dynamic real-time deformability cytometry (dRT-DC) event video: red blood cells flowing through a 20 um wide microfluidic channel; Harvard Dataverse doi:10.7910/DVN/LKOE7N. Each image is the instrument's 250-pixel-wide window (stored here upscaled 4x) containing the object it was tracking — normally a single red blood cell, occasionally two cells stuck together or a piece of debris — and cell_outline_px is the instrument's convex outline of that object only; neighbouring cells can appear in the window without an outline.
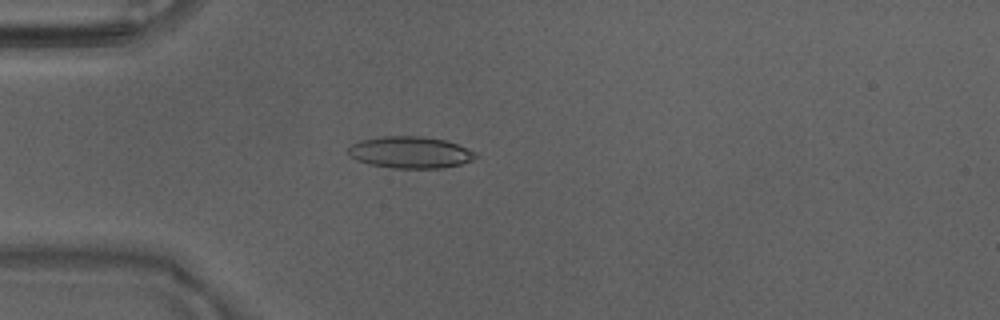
{"species": "Egyptian fruit bat (a non-hibernating species)", "species_latin": "Rousettus aegyptiacus", "temperature_condition": "warm", "stored_images_in_passage": 48, "camera_frame_rate_fps": 3000, "um_per_image_px": 0.085, "animal": {"sex": "male"}, "frame": {"image": 1, "passage_image": 13, "time_ms": 4.0, "image_size_px": [1000, 320], "cell_outline_px": [[480, 156], [472, 160], [460, 164], [440, 168], [392, 168], [368, 164], [356, 160], [348, 152], [348, 148], [352, 144], [360, 140], [384, 136], [420, 136], [444, 140], [456, 144], [476, 152]], "centroid_in_image_um": [34.87, 12.95], "position_along_channel_um": 50.1, "area_um2": 23.47}}
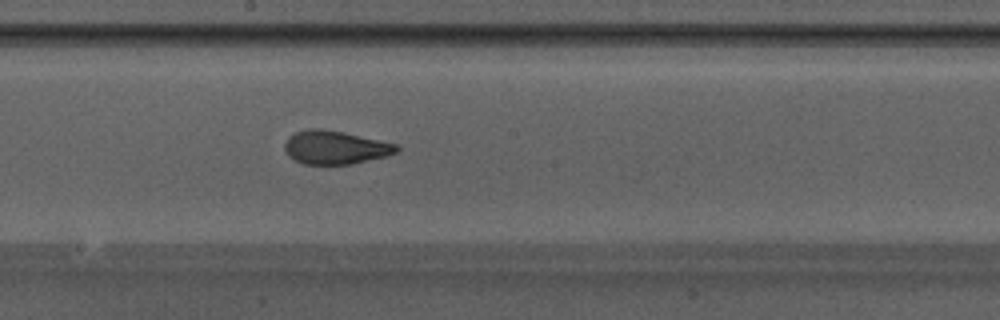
{"frame": {"image": 2, "passage_image": 26, "time_ms": 8.333, "image_size_px": [1000, 320], "cell_outline_px": [[400, 148], [396, 152], [388, 156], [352, 164], [304, 164], [288, 156], [284, 148], [284, 144], [296, 132], [308, 128], [320, 128], [344, 132], [400, 144]], "centroid_in_image_um": [28.55, 12.53], "position_along_channel_um": 219.6, "area_um2": 21.91}}
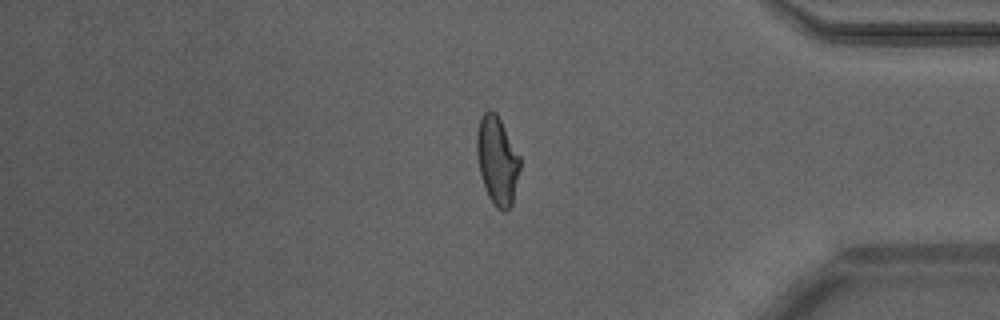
{"frame": {"image": 3, "passage_image": 40, "time_ms": 13.0, "image_size_px": [1000, 320], "cell_outline_px": [[520, 168], [512, 204], [504, 212], [496, 208], [488, 196], [484, 188], [480, 172], [476, 152], [476, 132], [480, 116], [488, 108], [496, 112], [520, 156]], "centroid_in_image_um": [42.24, 13.61], "position_along_channel_um": 393.0, "area_um2": 22.37}, "authors_computed_cell_mechanics": {"area_um2": 22.253, "velocity_mm_per_s": 4.2333, "shape_relaxation_time_tau1_ms": 8.2569, "shape_relaxation_time_tau2_ms": 1.1512, "deformation_change_tau1": 0.2732, "deformation_change_tau2": 0.0799}}